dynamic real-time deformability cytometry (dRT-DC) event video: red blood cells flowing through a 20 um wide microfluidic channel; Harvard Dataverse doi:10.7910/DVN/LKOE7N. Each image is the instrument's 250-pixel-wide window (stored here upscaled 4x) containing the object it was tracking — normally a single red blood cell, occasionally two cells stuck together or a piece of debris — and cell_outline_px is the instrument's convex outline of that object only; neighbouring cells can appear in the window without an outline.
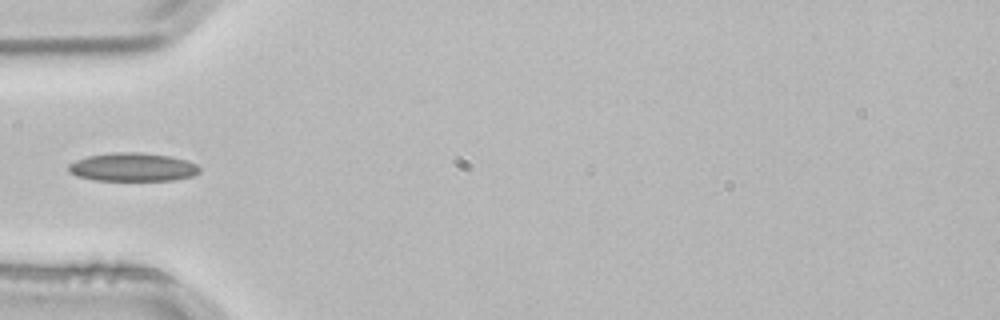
{"species": "common noctule bat (a hibernating species)", "species_latin": "Nyctalus noctula", "temperature_condition": "room temperature", "stored_images_in_passage": 4, "camera_frame_rate_fps": 3000, "um_per_image_px": 0.085, "animal": {"sex": "male", "body_mass_g": 21.5, "forearm_length_mm": 52.0}, "frame": {"image": 1, "passage_image": 4, "time_ms": 1.0, "image_size_px": [1000, 320], "cell_outline_px": [[200, 172], [192, 176], [172, 180], [96, 180], [76, 176], [68, 172], [68, 164], [76, 160], [88, 156], [112, 152], [140, 152], [172, 156], [188, 160], [196, 164], [200, 168]], "centroid_in_image_um": [11.28, 14.19], "position_along_channel_um": 73.7, "area_um2": 21.85}}